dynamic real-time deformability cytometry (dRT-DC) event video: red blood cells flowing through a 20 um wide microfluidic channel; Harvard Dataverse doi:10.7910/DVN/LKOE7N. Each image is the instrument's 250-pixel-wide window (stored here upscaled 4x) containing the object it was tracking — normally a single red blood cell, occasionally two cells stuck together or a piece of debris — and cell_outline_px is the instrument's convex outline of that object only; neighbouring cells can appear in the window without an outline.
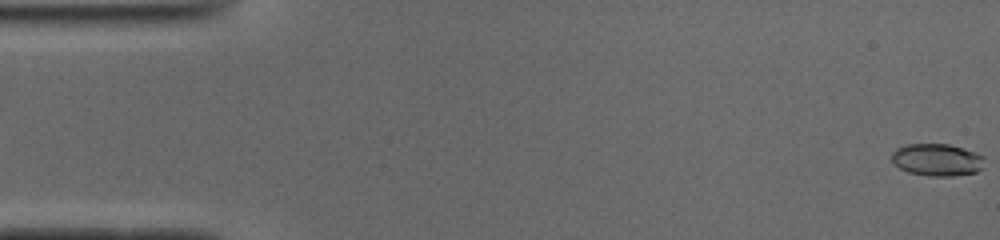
{"species": "common noctule bat (a hibernating species)", "species_latin": "Nyctalus noctula", "temperature_condition": "cold", "stored_images_in_passage": 51, "camera_frame_rate_fps": 3000, "um_per_image_px": 0.085, "animal": {"sex": "male", "body_mass_g": 19.0, "forearm_length_mm": 50.8}, "frame": {"image": 1, "passage_image": 1, "time_ms": 0.0, "image_size_px": [1000, 240], "cell_outline_px": [[984, 168], [976, 172], [952, 176], [928, 176], [908, 172], [900, 168], [892, 160], [892, 152], [896, 148], [908, 144], [948, 144], [976, 152], [984, 156]], "centroid_in_image_um": [79.68, 13.58], "position_along_channel_um": 5.3, "area_um2": 17.51}}
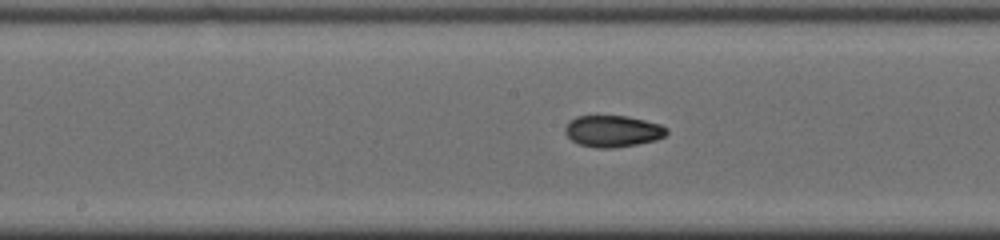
{"frame": {"image": 2, "passage_image": 26, "time_ms": 8.333, "image_size_px": [1000, 240], "cell_outline_px": [[668, 132], [664, 136], [656, 140], [636, 144], [612, 148], [596, 148], [580, 144], [572, 140], [564, 132], [564, 128], [568, 120], [576, 116], [628, 116], [660, 124], [668, 128]], "centroid_in_image_um": [52.07, 11.14], "position_along_channel_um": 196.1, "area_um2": 18.73}}
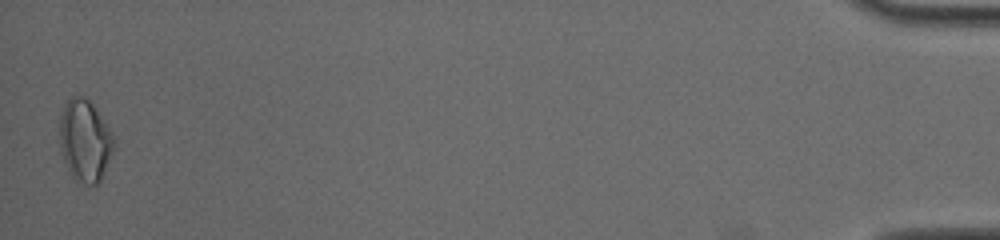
{"frame": {"image": 3, "passage_image": 51, "time_ms": 16.667, "image_size_px": [1000, 240], "cell_outline_px": [[116, 144], [100, 180], [96, 184], [88, 184], [72, 176], [64, 160], [60, 144], [60, 116], [64, 104], [72, 96], [84, 96], [96, 108], [112, 132], [116, 140]], "centroid_in_image_um": [7.24, 11.9], "position_along_channel_um": 428.0, "area_um2": 25.61}, "authors_computed_cell_mechanics": {"area_um2": 18.3226, "velocity_mm_per_s": 3.9398, "shape_relaxation_time_tau1_ms": null, "shape_relaxation_time_tau2_ms": 2.2141, "deformation_change_tau1": null, "deformation_change_tau2": 0.0577}}